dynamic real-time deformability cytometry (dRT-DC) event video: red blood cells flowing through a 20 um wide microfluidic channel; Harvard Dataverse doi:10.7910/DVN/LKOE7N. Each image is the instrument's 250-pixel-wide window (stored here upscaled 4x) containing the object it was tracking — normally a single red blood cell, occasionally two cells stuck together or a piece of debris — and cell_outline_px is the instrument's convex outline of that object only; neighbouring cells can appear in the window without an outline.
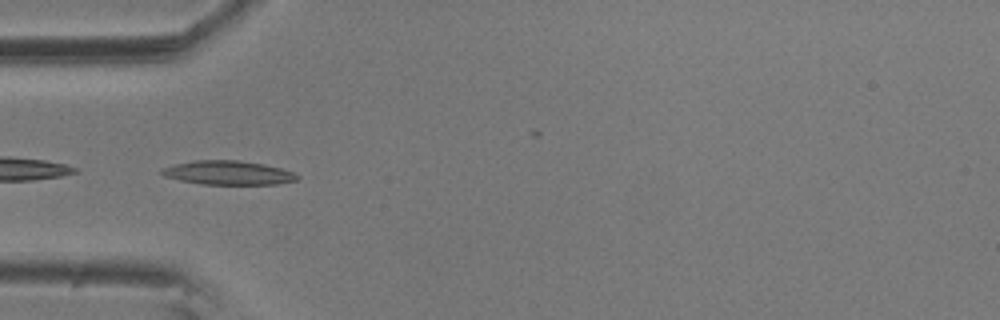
{"species": "common noctule bat (a hibernating species)", "species_latin": "Nyctalus noctula", "temperature_condition": "room temperature", "stored_images_in_passage": 6, "camera_frame_rate_fps": 3000, "um_per_image_px": 0.085, "animal": {"sex": "male", "body_mass_g": 20.5, "forearm_length_mm": 52.5}, "frame": {"image": 1, "passage_image": 5, "time_ms": 1.333, "image_size_px": [1000, 320], "cell_outline_px": [[300, 176], [296, 180], [276, 184], [200, 184], [180, 180], [164, 176], [160, 172], [160, 168], [192, 160], [236, 160], [264, 164], [280, 168], [292, 172]], "centroid_in_image_um": [19.35, 14.68], "position_along_channel_um": 65.6, "area_um2": 18.84}}
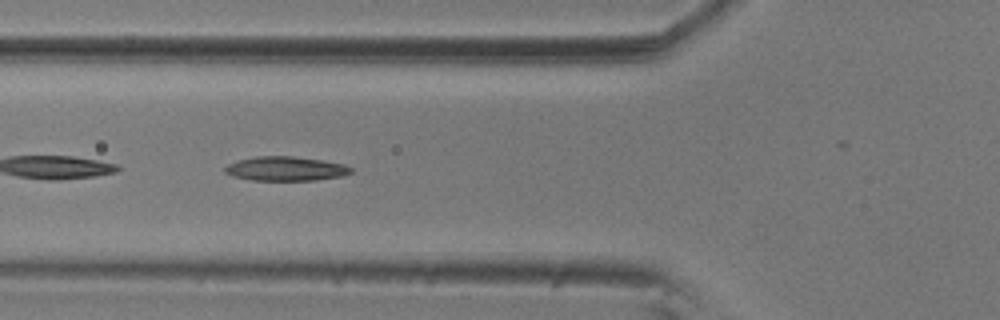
{"frame": {"image": 2, "passage_image": 6, "time_ms": 1.667, "image_size_px": [1000, 320], "cell_outline_px": [[352, 172], [344, 176], [316, 180], [252, 180], [232, 176], [224, 172], [224, 168], [228, 164], [240, 160], [256, 156], [292, 156], [320, 160], [344, 164], [352, 168]], "centroid_in_image_um": [24.29, 14.34], "position_along_channel_um": 101.5, "area_um2": 17.74}}